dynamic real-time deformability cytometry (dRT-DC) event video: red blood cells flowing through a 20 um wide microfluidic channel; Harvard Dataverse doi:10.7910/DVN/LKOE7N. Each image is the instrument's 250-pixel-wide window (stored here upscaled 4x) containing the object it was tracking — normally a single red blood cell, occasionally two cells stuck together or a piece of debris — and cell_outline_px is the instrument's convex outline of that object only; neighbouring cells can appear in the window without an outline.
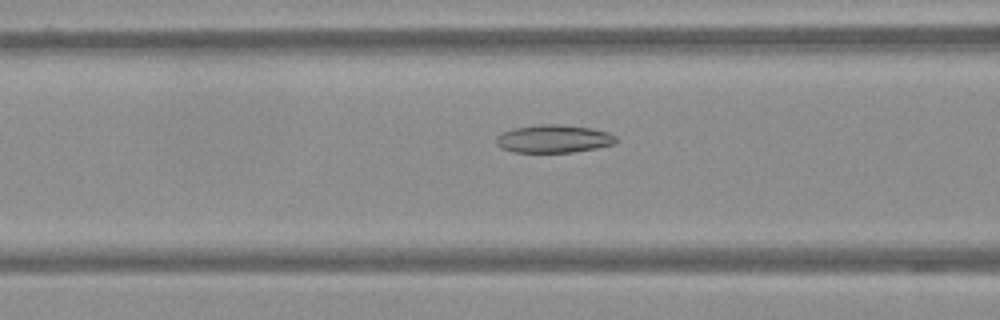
{"species": "Egyptian fruit bat (a non-hibernating species)", "species_latin": "Rousettus aegyptiacus", "temperature_condition": "warm", "stored_images_in_passage": 60, "camera_frame_rate_fps": 3000, "um_per_image_px": 0.085, "frame": {"image": 1, "passage_image": 25, "time_ms": 8.0, "image_size_px": [1000, 320], "cell_outline_px": [[620, 140], [616, 144], [596, 148], [572, 152], [512, 152], [500, 148], [496, 144], [496, 136], [500, 132], [512, 128], [540, 124], [560, 124], [592, 128], [608, 132], [616, 136]], "centroid_in_image_um": [47.06, 11.79], "position_along_channel_um": 119.5, "area_um2": 19.88}}
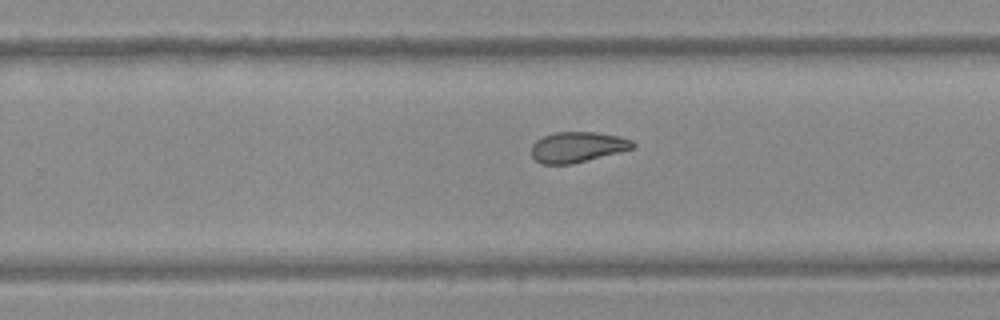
{"frame": {"image": 2, "passage_image": 39, "time_ms": 12.667, "image_size_px": [1000, 320], "cell_outline_px": [[636, 148], [572, 164], [540, 164], [532, 156], [532, 144], [536, 140], [552, 132], [596, 132], [616, 136], [632, 140], [636, 144]], "centroid_in_image_um": [49.09, 12.5], "position_along_channel_um": 280.7, "area_um2": 18.09}}
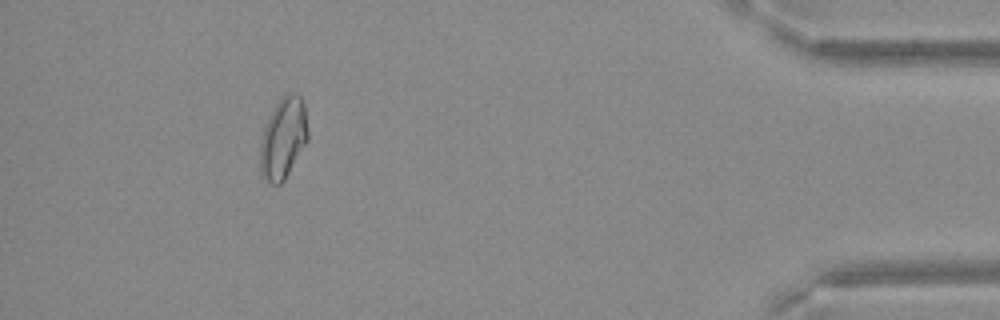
{"frame": {"image": 3, "passage_image": 55, "time_ms": 18.0, "image_size_px": [1000, 320], "cell_outline_px": [[308, 140], [284, 180], [280, 184], [272, 184], [260, 172], [260, 140], [268, 116], [276, 104], [288, 92], [292, 92], [300, 96], [304, 104], [308, 132]], "centroid_in_image_um": [24.07, 11.73], "position_along_channel_um": 411.1, "area_um2": 22.43}}